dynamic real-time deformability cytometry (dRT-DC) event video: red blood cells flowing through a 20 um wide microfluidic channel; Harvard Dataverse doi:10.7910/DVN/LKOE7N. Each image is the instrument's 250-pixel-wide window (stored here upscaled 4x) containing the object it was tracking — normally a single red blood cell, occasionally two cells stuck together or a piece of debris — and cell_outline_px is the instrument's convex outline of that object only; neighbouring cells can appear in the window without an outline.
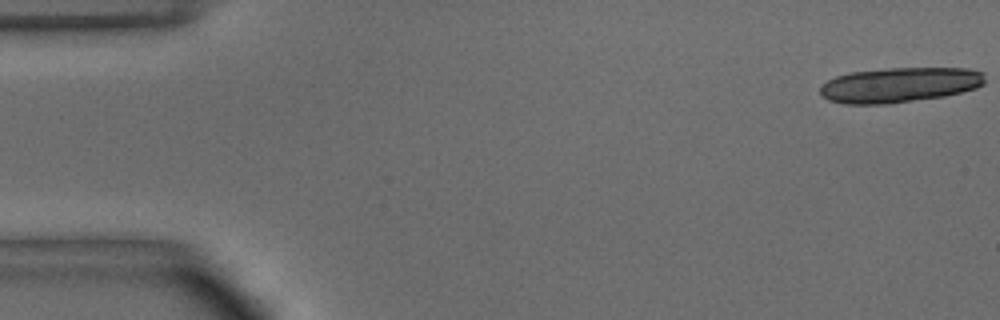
{"species": "common noctule bat (a hibernating species)", "species_latin": "Nyctalus noctula", "temperature_condition": "warm", "stored_images_in_passage": 17, "camera_frame_rate_fps": 3000, "um_per_image_px": 0.085, "animal": {"sex": "male", "body_mass_g": 15.6}, "frame": {"image": 1, "passage_image": 1, "time_ms": 0.0, "image_size_px": [1000, 320], "cell_outline_px": [[980, 84], [968, 88], [952, 92], [932, 96], [900, 100], [836, 100], [832, 96], [844, 76], [868, 72], [928, 68], [944, 68], [976, 72], [980, 80]], "centroid_in_image_um": [76.85, 7.15], "position_along_channel_um": 8.1, "area_um2": 26.3}}
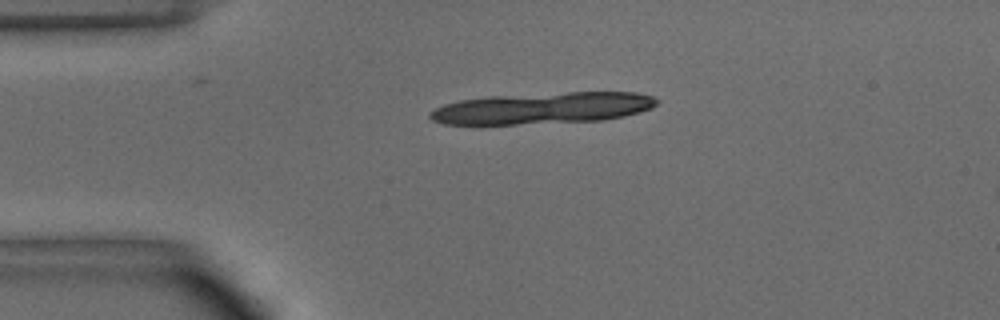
{"frame": {"image": 2, "passage_image": 11, "time_ms": 3.333, "image_size_px": [1000, 320], "cell_outline_px": [[652, 104], [644, 108], [632, 112], [612, 116], [500, 124], [464, 124], [444, 120], [444, 108], [476, 100], [588, 92], [616, 92], [644, 96], [652, 100]], "centroid_in_image_um": [46.36, 9.18], "position_along_channel_um": 38.6, "area_um2": 34.1}}